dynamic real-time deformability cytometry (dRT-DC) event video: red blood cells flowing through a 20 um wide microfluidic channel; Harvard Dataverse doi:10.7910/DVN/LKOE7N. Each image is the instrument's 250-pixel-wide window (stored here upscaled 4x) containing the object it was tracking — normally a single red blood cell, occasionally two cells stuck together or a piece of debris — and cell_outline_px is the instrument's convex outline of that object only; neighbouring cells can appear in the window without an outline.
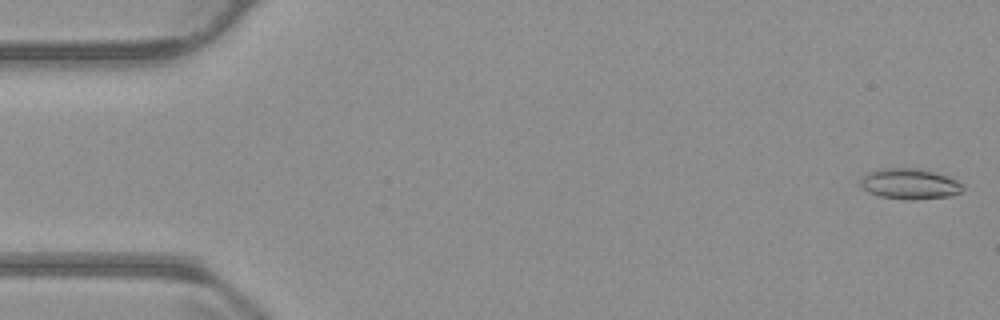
{"species": "common noctule bat (a hibernating species)", "species_latin": "Nyctalus noctula", "temperature_condition": "warm", "stored_images_in_passage": 55, "segment_of_instrument_passage": [1, 2], "camera_frame_rate_fps": 3000, "um_per_image_px": 0.085, "animal": {"sex": "male", "body_mass_g": 23.1, "forearm_length_mm": 52.7}, "frame": {"image": 1, "passage_image": 1, "time_ms": 0.0, "image_size_px": [1000, 320], "cell_outline_px": [[964, 188], [960, 192], [948, 196], [912, 200], [880, 196], [868, 192], [860, 184], [860, 180], [868, 172], [876, 168], [916, 168], [936, 172], [948, 176], [964, 184]], "centroid_in_image_um": [77.33, 15.61], "position_along_channel_um": 7.7, "area_um2": 18.26}}
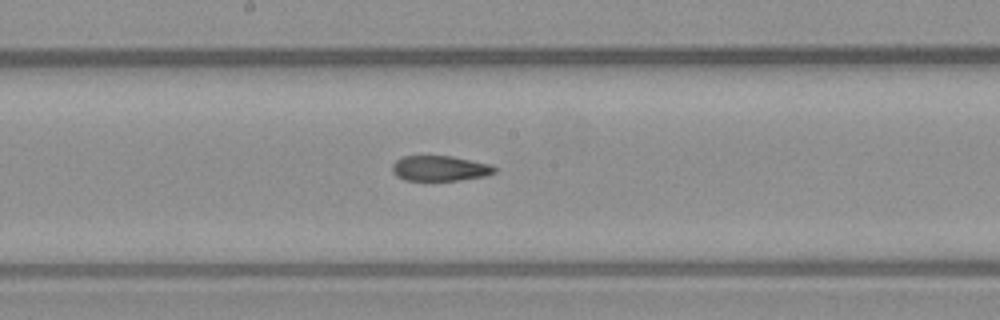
{"frame": {"image": 2, "passage_image": 28, "time_ms": 9.0, "image_size_px": [1000, 320], "cell_outline_px": [[496, 172], [484, 176], [460, 180], [404, 180], [396, 176], [392, 172], [392, 164], [396, 160], [404, 156], [452, 156], [492, 164], [496, 168]], "centroid_in_image_um": [37.39, 14.31], "position_along_channel_um": 210.8, "area_um2": 15.14}}
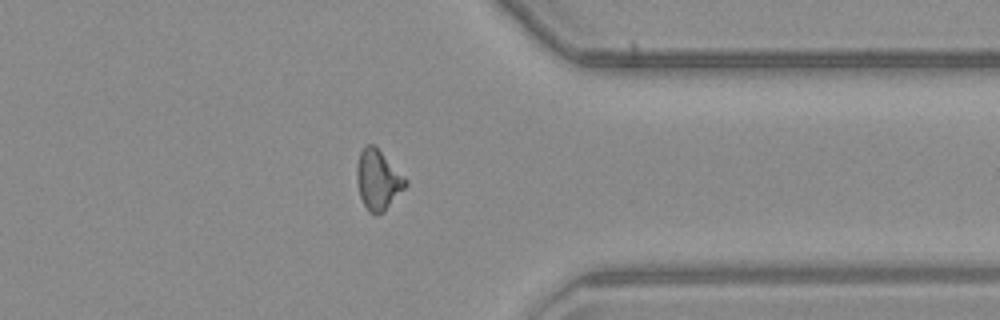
{"frame": {"image": 3, "passage_image": 42, "time_ms": 13.667, "image_size_px": [1000, 320], "cell_outline_px": [[408, 184], [384, 212], [376, 216], [368, 212], [360, 196], [356, 180], [356, 164], [360, 152], [364, 144], [372, 144], [408, 180]], "centroid_in_image_um": [32.11, 15.32], "position_along_channel_um": 379.3, "area_um2": 16.99}}